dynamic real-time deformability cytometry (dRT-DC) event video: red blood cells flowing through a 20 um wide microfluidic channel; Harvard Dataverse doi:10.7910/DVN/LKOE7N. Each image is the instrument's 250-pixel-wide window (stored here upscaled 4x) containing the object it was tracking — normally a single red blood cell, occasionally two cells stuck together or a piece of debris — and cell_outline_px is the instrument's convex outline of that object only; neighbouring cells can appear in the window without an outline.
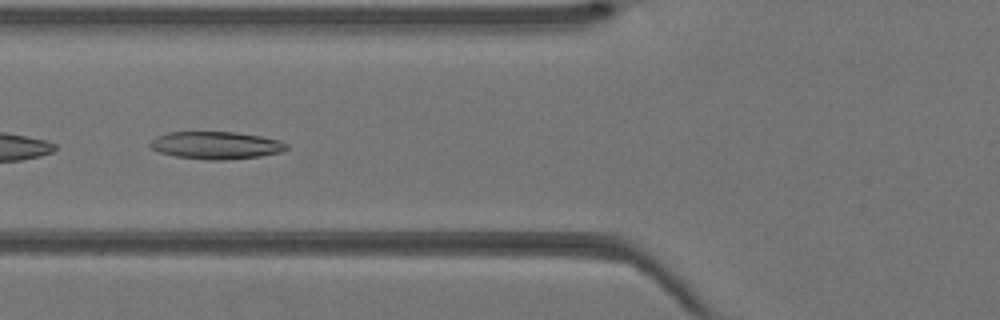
{"species": "Egyptian fruit bat (a non-hibernating species)", "species_latin": "Rousettus aegyptiacus", "temperature_condition": "warm", "stored_images_in_passage": 7, "camera_frame_rate_fps": 3000, "um_per_image_px": 0.085, "animal": {"sex": "female"}, "frame": {"image": 1, "passage_image": 5, "time_ms": 1.333, "image_size_px": [1000, 320], "cell_outline_px": [[288, 148], [280, 152], [260, 156], [224, 160], [208, 160], [176, 156], [160, 152], [152, 148], [148, 144], [156, 136], [168, 132], [236, 132], [260, 136], [280, 140], [288, 144]], "centroid_in_image_um": [18.37, 12.34], "position_along_channel_um": 107.4, "area_um2": 21.79}}